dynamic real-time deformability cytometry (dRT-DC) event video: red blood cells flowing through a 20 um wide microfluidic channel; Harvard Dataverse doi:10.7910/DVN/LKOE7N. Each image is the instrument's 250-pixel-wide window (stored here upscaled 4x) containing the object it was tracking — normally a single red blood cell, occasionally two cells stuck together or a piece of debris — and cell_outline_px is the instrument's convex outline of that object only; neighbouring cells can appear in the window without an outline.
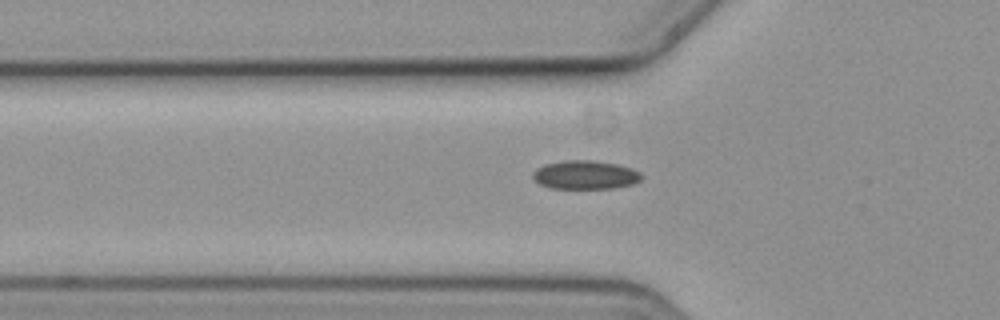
{"species": "common noctule bat (a hibernating species)", "species_latin": "Nyctalus noctula", "temperature_condition": "cold", "stored_images_in_passage": 47, "camera_frame_rate_fps": 3000, "um_per_image_px": 0.085, "animal": {"sex": "female", "body_mass_g": 19.3, "forearm_length_mm": 54.1}, "frame": {"image": 1, "passage_image": 16, "time_ms": 5.0, "image_size_px": [1000, 320], "cell_outline_px": [[644, 176], [640, 180], [632, 184], [616, 188], [552, 188], [540, 184], [532, 176], [532, 172], [536, 168], [544, 164], [564, 160], [592, 160], [616, 164], [632, 168], [640, 172]], "centroid_in_image_um": [49.75, 14.86], "position_along_channel_um": 76.0, "area_um2": 18.21}}
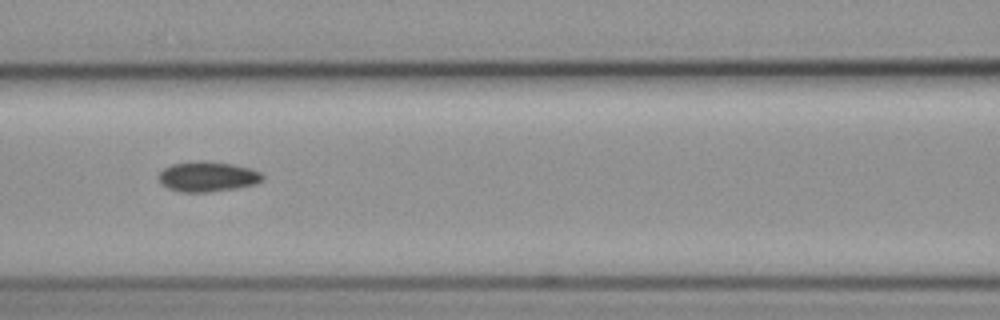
{"frame": {"image": 2, "passage_image": 22, "time_ms": 7.0, "image_size_px": [1000, 320], "cell_outline_px": [[264, 176], [256, 184], [236, 188], [208, 192], [180, 192], [168, 188], [160, 184], [160, 172], [164, 168], [172, 164], [192, 160], [204, 160], [232, 164], [248, 168], [260, 172]], "centroid_in_image_um": [17.61, 15.0], "position_along_channel_um": 149.0, "area_um2": 18.26}}
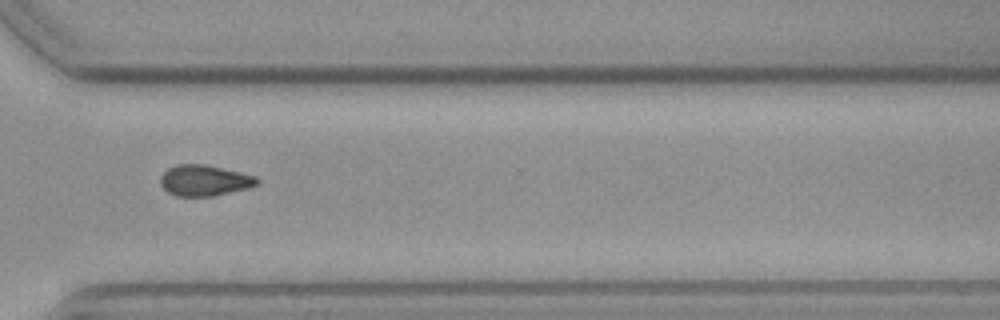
{"frame": {"image": 3, "passage_image": 39, "time_ms": 12.667, "image_size_px": [1000, 320], "cell_outline_px": [[260, 180], [256, 184], [248, 188], [212, 196], [176, 196], [168, 192], [160, 184], [160, 176], [168, 168], [176, 164], [204, 164], [240, 172], [256, 176]], "centroid_in_image_um": [17.35, 15.33], "position_along_channel_um": 353.2, "area_um2": 17.34}}